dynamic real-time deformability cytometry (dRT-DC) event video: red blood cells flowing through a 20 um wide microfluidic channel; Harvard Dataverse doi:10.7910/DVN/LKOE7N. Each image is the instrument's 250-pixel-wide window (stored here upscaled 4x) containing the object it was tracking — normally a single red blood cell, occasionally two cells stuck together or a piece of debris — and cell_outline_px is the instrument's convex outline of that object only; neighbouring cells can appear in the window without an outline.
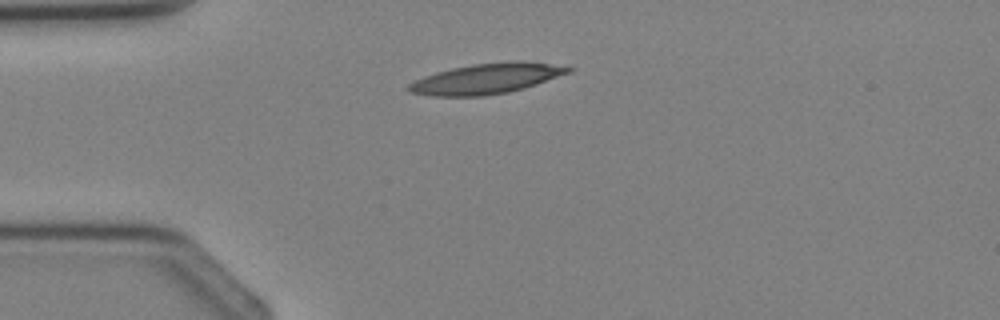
{"species": "Egyptian fruit bat (a non-hibernating species)", "species_latin": "Rousettus aegyptiacus", "temperature_condition": "cold", "stored_images_in_passage": 3, "camera_frame_rate_fps": 3000, "um_per_image_px": 0.085, "animal": {"sex": "female"}, "frame": {"image": 1, "passage_image": 3, "time_ms": 2.333, "image_size_px": [1000, 320], "cell_outline_px": [[576, 68], [572, 72], [524, 88], [508, 92], [484, 96], [428, 96], [408, 92], [408, 84], [424, 76], [436, 72], [452, 68], [472, 64], [516, 60], [548, 64]], "centroid_in_image_um": [41.33, 6.69], "position_along_channel_um": 43.7, "area_um2": 28.21}}